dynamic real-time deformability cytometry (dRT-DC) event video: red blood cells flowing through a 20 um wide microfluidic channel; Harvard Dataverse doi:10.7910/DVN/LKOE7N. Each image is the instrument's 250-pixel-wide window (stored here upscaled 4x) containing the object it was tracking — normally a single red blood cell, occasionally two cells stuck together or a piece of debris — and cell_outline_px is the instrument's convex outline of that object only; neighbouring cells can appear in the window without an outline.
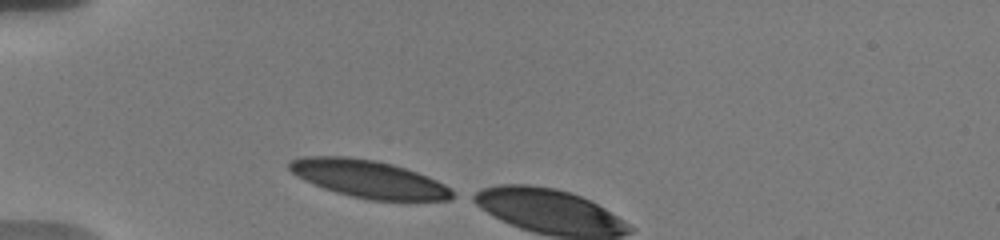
{"species": "human", "species_latin": "Homo sapiens", "temperature_condition": "warm", "stored_images_in_passage": 5, "camera_frame_rate_fps": 3000, "um_per_image_px": 0.085, "donor": {"sex": "male"}, "frame": {"image": 1, "passage_image": 1, "time_ms": 0.0, "image_size_px": [1000, 240], "cell_outline_px": [[456, 196], [448, 200], [368, 200], [336, 192], [324, 188], [304, 180], [296, 176], [288, 168], [288, 164], [292, 160], [300, 156], [348, 156], [376, 160], [392, 164], [428, 176], [444, 184]], "centroid_in_image_um": [31.3, 15.2], "position_along_channel_um": 53.7, "area_um2": 35.55}}